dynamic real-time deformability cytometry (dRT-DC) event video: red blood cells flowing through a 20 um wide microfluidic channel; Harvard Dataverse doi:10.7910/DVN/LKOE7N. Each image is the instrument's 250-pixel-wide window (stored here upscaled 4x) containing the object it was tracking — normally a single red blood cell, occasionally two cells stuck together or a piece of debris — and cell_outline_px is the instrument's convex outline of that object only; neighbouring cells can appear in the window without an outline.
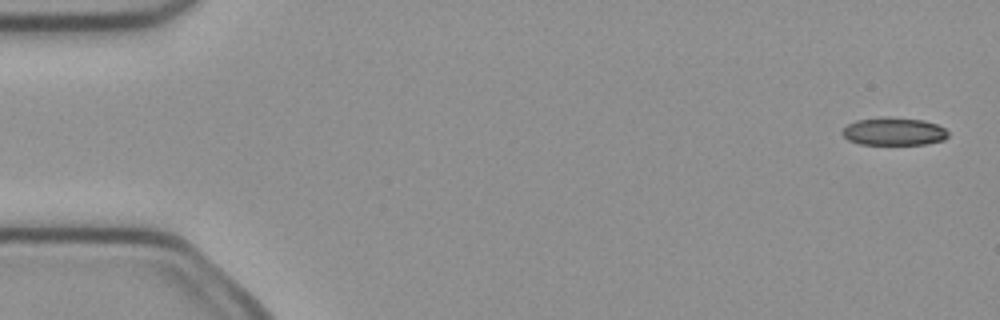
{"species": "common noctule bat (a hibernating species)", "species_latin": "Nyctalus noctula", "temperature_condition": "cold", "stored_images_in_passage": 5, "segment_of_instrument_passage": [2, 2], "camera_frame_rate_fps": 3000, "um_per_image_px": 0.085, "animal": {"sex": "female", "body_mass_g": 21.9}, "frame": {"image": 1, "passage_image": 5, "time_ms": 1.333, "image_size_px": [1000, 320], "cell_outline_px": [[948, 136], [944, 140], [928, 144], [860, 144], [848, 140], [840, 132], [848, 124], [856, 120], [884, 116], [888, 116], [924, 120], [936, 124], [944, 128], [948, 132]], "centroid_in_image_um": [75.97, 11.16], "position_along_channel_um": 9.0, "area_um2": 17.34}}